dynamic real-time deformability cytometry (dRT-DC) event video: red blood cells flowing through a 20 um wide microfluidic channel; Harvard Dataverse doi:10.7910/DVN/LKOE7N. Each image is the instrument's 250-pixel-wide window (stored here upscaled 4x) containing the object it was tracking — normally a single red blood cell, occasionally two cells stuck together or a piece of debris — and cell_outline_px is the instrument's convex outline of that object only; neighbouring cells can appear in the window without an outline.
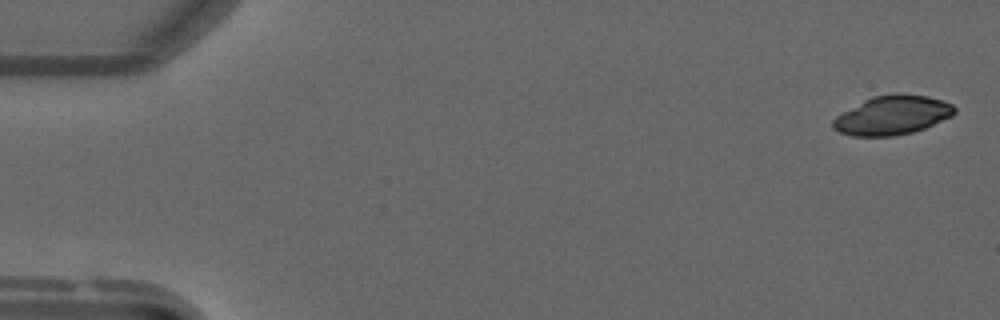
{"species": "common noctule bat (a hibernating species)", "species_latin": "Nyctalus noctula", "temperature_condition": "warm", "stored_images_in_passage": 5, "camera_frame_rate_fps": 3000, "um_per_image_px": 0.085, "animal": {"sex": "male", "forearm_length_mm": 52.5}, "frame": {"image": 1, "passage_image": 1, "time_ms": 0.0, "image_size_px": [1000, 320], "cell_outline_px": [[956, 112], [952, 116], [924, 128], [912, 132], [892, 136], [852, 136], [840, 132], [832, 128], [832, 120], [836, 116], [864, 100], [872, 96], [928, 96], [952, 104], [956, 108]], "centroid_in_image_um": [75.83, 9.83], "position_along_channel_um": 9.2, "area_um2": 26.88}}